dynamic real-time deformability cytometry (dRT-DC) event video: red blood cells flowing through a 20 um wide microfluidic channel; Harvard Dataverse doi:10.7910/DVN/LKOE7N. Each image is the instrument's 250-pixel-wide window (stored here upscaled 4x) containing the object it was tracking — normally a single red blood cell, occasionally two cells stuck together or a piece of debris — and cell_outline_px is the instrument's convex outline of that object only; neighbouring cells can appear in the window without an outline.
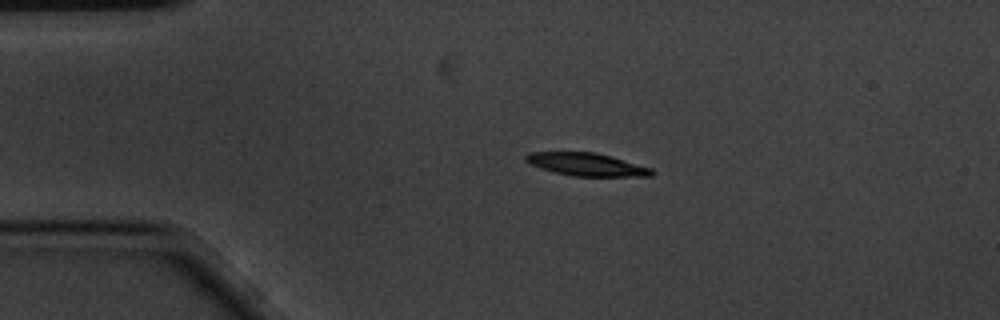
{"species": "common noctule bat (a hibernating species)", "species_latin": "Nyctalus noctula", "temperature_condition": "cold", "stored_images_in_passage": 2, "camera_frame_rate_fps": 3000, "um_per_image_px": 0.085, "animal": {"sex": "male", "body_mass_g": 20.1, "forearm_length_mm": 53.5}, "frame": {"image": 1, "passage_image": 1, "time_ms": 0.0, "image_size_px": [1000, 320], "cell_outline_px": [[656, 172], [652, 176], [572, 176], [540, 168], [524, 160], [524, 156], [528, 152], [596, 152], [652, 168]], "centroid_in_image_um": [49.87, 13.97], "position_along_channel_um": 35.1, "area_um2": 16.7}}